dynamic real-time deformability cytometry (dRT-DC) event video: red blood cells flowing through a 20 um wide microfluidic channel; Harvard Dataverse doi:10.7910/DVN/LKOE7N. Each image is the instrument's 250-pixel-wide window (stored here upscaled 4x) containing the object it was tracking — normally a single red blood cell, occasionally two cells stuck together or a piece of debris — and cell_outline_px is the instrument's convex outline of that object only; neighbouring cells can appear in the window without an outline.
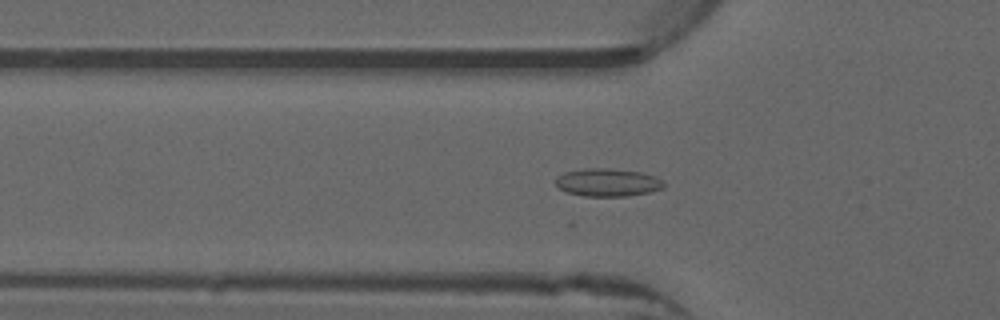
{"species": "common noctule bat (a hibernating species)", "species_latin": "Nyctalus noctula", "temperature_condition": "warm", "stored_images_in_passage": 50, "camera_frame_rate_fps": 3000, "um_per_image_px": 0.085, "animal": {"sex": "male", "forearm_length_mm": 52.5}, "frame": {"image": 1, "passage_image": 15, "time_ms": 4.667, "image_size_px": [1000, 320], "cell_outline_px": [[664, 188], [652, 192], [628, 196], [584, 196], [564, 192], [556, 184], [556, 176], [564, 172], [584, 168], [608, 168], [640, 172], [656, 176], [664, 180]], "centroid_in_image_um": [51.67, 15.51], "position_along_channel_um": 74.1, "area_um2": 17.86}}
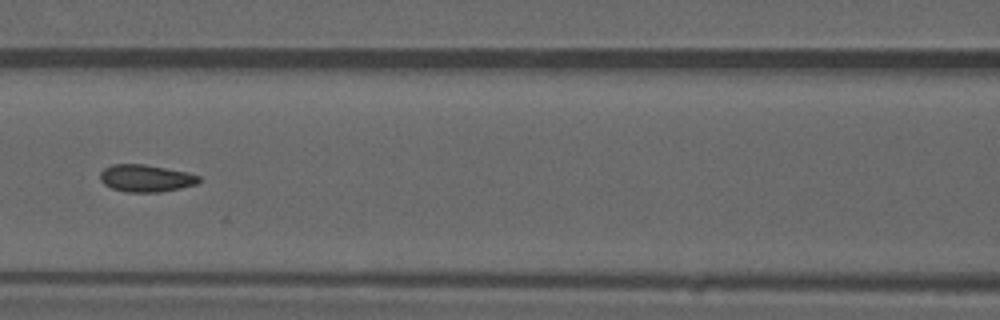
{"frame": {"image": 2, "passage_image": 21, "time_ms": 6.667, "image_size_px": [1000, 320], "cell_outline_px": [[200, 184], [160, 192], [128, 192], [112, 188], [104, 184], [100, 180], [100, 172], [104, 168], [112, 164], [144, 164], [188, 172], [200, 176]], "centroid_in_image_um": [12.42, 15.15], "position_along_channel_um": 154.2, "area_um2": 15.78}}
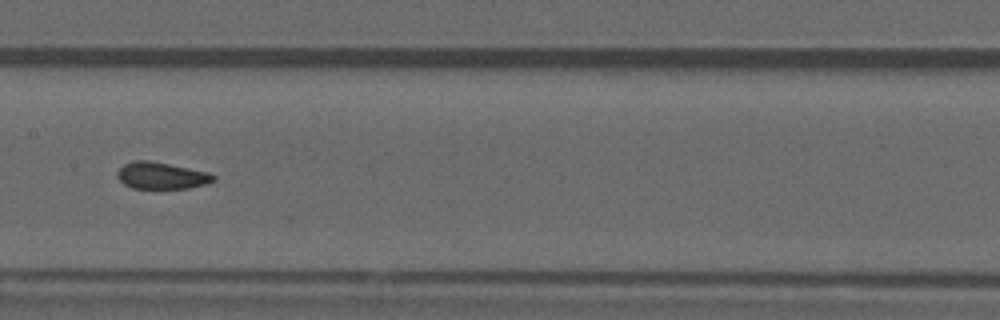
{"frame": {"image": 3, "passage_image": 24, "time_ms": 7.667, "image_size_px": [1000, 320], "cell_outline_px": [[216, 180], [208, 184], [188, 188], [132, 188], [124, 184], [116, 176], [116, 172], [124, 164], [132, 160], [148, 160], [208, 172], [216, 176]], "centroid_in_image_um": [13.72, 14.93], "position_along_channel_um": 193.7, "area_um2": 15.03}, "authors_computed_cell_mechanics": {"area_um2": 15.317, "velocity_mm_per_s": 3.9607, "shape_relaxation_time_tau1_ms": null, "shape_relaxation_time_tau2_ms": 1.1233, "deformation_change_tau1": null, "deformation_change_tau2": 0.06}}